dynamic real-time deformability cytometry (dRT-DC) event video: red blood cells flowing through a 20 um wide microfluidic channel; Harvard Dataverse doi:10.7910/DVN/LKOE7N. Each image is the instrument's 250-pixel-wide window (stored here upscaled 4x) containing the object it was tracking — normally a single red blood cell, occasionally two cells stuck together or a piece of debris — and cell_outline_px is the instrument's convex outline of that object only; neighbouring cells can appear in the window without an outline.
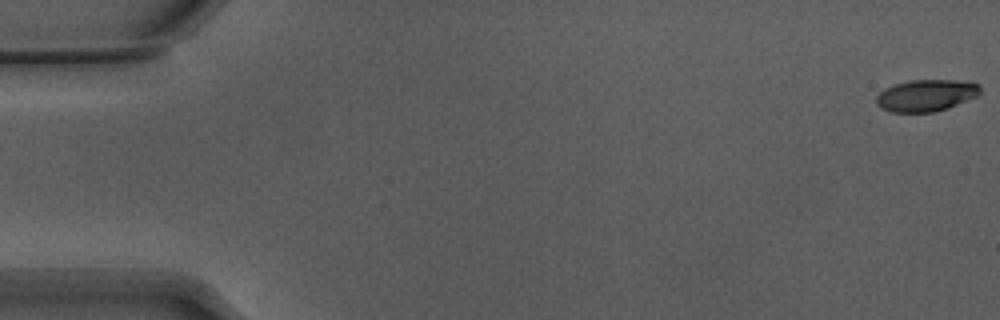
{"species": "Egyptian fruit bat (a non-hibernating species)", "species_latin": "Rousettus aegyptiacus", "temperature_condition": "warm", "stored_images_in_passage": 11, "camera_frame_rate_fps": 3000, "um_per_image_px": 0.085, "animal": {"sex": "male"}, "frame": {"image": 1, "passage_image": 1, "time_ms": 0.0, "image_size_px": [1000, 320], "cell_outline_px": [[980, 92], [976, 96], [956, 104], [932, 112], [892, 112], [880, 108], [876, 104], [876, 96], [880, 92], [896, 84], [912, 80], [972, 80], [980, 84]], "centroid_in_image_um": [78.74, 8.09], "position_along_channel_um": 6.3, "area_um2": 19.07}}